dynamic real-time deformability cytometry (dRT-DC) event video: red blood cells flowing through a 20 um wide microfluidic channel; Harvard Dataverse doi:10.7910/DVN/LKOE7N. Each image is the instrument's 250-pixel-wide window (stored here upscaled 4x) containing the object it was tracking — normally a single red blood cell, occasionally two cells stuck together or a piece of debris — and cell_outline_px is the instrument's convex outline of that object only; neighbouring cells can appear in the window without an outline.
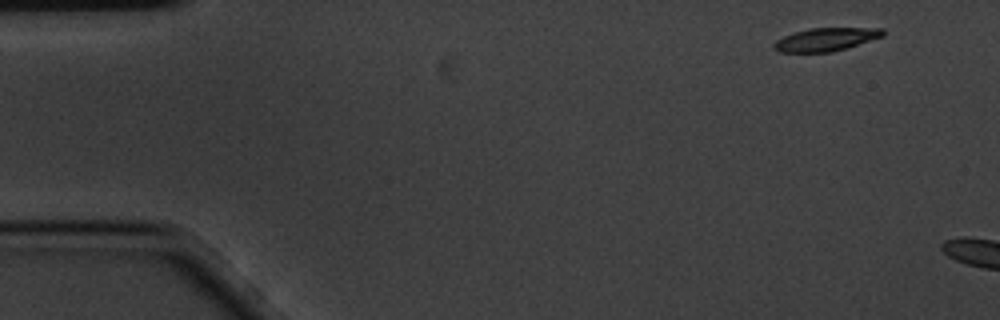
{"species": "common noctule bat (a hibernating species)", "species_latin": "Nyctalus noctula", "temperature_condition": "cold", "stored_images_in_passage": 3, "camera_frame_rate_fps": 3000, "um_per_image_px": 0.085, "animal": {"sex": "male", "body_mass_g": 20.1, "forearm_length_mm": 53.5}, "frame": {"image": 1, "passage_image": 1, "time_ms": 0.0, "image_size_px": [1000, 320], "cell_outline_px": [[884, 36], [832, 52], [776, 52], [772, 48], [772, 44], [776, 40], [784, 36], [796, 32], [812, 28], [884, 28]], "centroid_in_image_um": [70.16, 3.36], "position_along_channel_um": 14.8, "area_um2": 14.62}}